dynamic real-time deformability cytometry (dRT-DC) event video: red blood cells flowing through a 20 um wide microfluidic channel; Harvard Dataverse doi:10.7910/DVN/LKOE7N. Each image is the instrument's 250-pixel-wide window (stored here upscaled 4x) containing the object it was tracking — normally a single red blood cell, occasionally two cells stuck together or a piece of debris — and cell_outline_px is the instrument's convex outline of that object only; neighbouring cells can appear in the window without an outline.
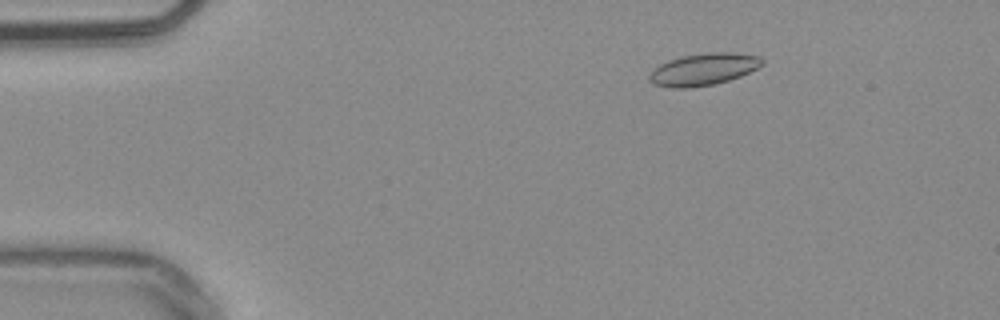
{"species": "common noctule bat (a hibernating species)", "species_latin": "Nyctalus noctula", "temperature_condition": "warm", "stored_images_in_passage": 54, "camera_frame_rate_fps": 3000, "um_per_image_px": 0.085, "animal": {"sex": "male", "body_mass_g": 20.4}, "frame": {"image": 1, "passage_image": 9, "time_ms": 2.667, "image_size_px": [1000, 320], "cell_outline_px": [[764, 64], [740, 76], [728, 80], [712, 84], [688, 88], [672, 88], [652, 84], [648, 80], [648, 76], [660, 64], [668, 60], [680, 56], [708, 52], [732, 52], [760, 56], [764, 60]], "centroid_in_image_um": [59.78, 5.88], "position_along_channel_um": 25.2, "area_um2": 21.04}}
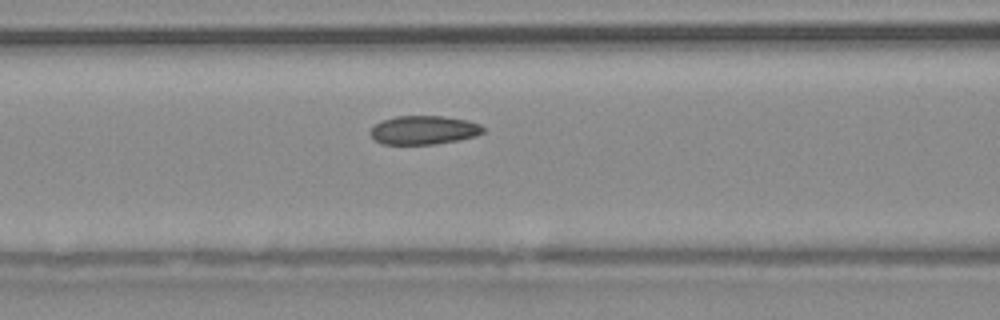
{"frame": {"image": 2, "passage_image": 23, "time_ms": 7.333, "image_size_px": [1000, 320], "cell_outline_px": [[484, 132], [476, 136], [460, 140], [436, 144], [380, 144], [372, 140], [368, 132], [376, 124], [384, 120], [396, 116], [440, 116], [468, 120], [480, 124], [484, 128]], "centroid_in_image_um": [36.01, 11.07], "position_along_channel_um": 130.6, "area_um2": 19.07}}
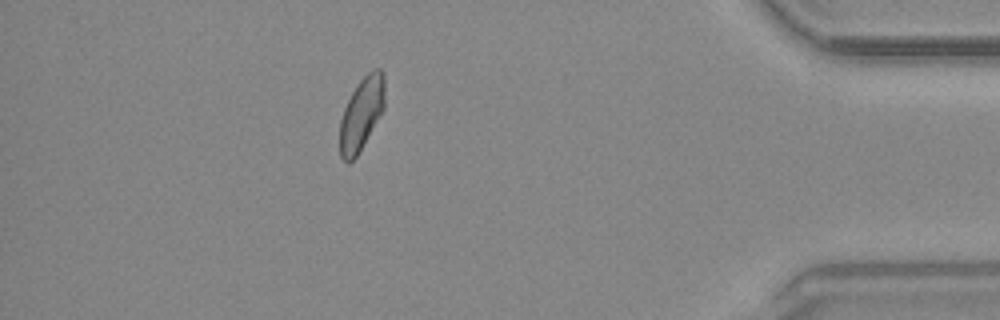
{"frame": {"image": 3, "passage_image": 48, "time_ms": 15.667, "image_size_px": [1000, 320], "cell_outline_px": [[384, 108], [356, 156], [348, 164], [340, 156], [340, 120], [344, 108], [356, 84], [368, 72], [376, 68], [380, 68], [384, 76]], "centroid_in_image_um": [30.71, 9.64], "position_along_channel_um": 404.5, "area_um2": 18.73}, "authors_computed_cell_mechanics": {"area_um2": 19.363, "velocity_mm_per_s": 3.8121, "shape_relaxation_time_tau1_ms": null, "shape_relaxation_time_tau2_ms": 4.0052, "deformation_change_tau1": null, "deformation_change_tau2": 0.0749}}